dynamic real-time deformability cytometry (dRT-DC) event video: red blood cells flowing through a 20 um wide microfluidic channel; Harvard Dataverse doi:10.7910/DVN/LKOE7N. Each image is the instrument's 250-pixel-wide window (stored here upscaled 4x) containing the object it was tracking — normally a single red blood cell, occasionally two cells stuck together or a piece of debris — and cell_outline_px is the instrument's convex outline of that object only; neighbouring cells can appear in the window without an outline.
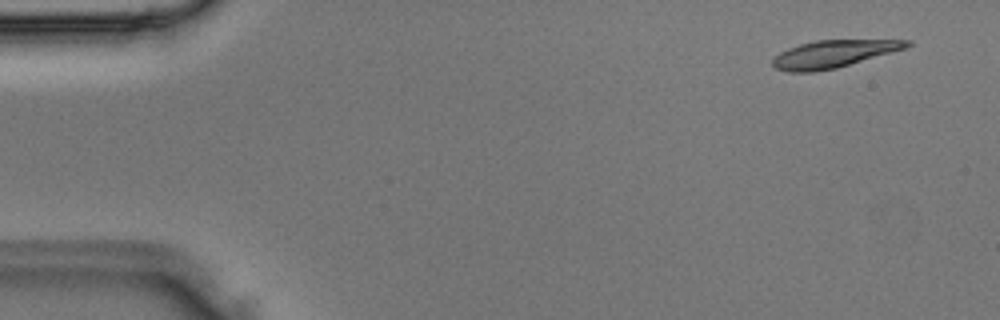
{"species": "Egyptian fruit bat (a non-hibernating species)", "species_latin": "Rousettus aegyptiacus", "temperature_condition": "room temperature", "stored_images_in_passage": 3, "camera_frame_rate_fps": 3000, "um_per_image_px": 0.085, "animal": {"sex": "male"}, "frame": {"image": 1, "passage_image": 1, "time_ms": 0.0, "image_size_px": [1000, 320], "cell_outline_px": [[912, 44], [908, 48], [836, 68], [812, 72], [788, 72], [776, 68], [772, 64], [772, 60], [780, 52], [788, 48], [800, 44], [816, 40], [912, 40]], "centroid_in_image_um": [70.87, 4.58], "position_along_channel_um": 14.1, "area_um2": 21.39}}